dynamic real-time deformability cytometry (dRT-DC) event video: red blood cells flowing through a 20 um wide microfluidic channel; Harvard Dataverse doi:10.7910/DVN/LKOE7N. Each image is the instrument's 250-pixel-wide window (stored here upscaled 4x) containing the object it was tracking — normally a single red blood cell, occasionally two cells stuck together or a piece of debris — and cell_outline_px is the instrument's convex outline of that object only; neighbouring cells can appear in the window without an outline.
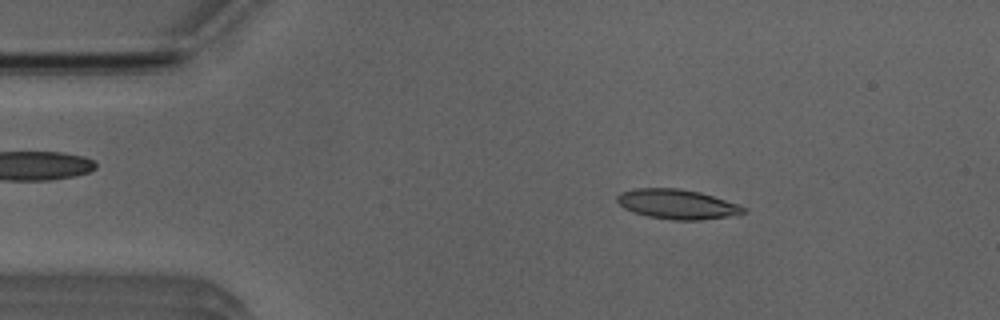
{"species": "Egyptian fruit bat (a non-hibernating species)", "species_latin": "Rousettus aegyptiacus", "temperature_condition": "room temperature", "stored_images_in_passage": 50, "camera_frame_rate_fps": 3000, "um_per_image_px": 0.085, "animal": {"sex": "male"}, "frame": {"image": 1, "passage_image": 7, "time_ms": 2.0, "image_size_px": [1000, 320], "cell_outline_px": [[744, 212], [728, 216], [700, 220], [672, 220], [648, 216], [632, 212], [624, 208], [616, 200], [616, 196], [620, 192], [632, 188], [680, 188], [700, 192], [736, 204], [744, 208]], "centroid_in_image_um": [57.46, 17.34], "position_along_channel_um": 27.5, "area_um2": 21.68}}
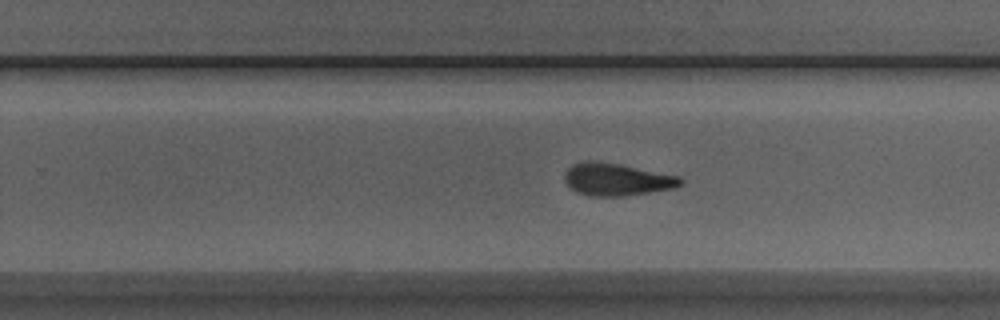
{"frame": {"image": 2, "passage_image": 30, "time_ms": 9.667, "image_size_px": [1000, 320], "cell_outline_px": [[684, 184], [672, 188], [624, 196], [592, 196], [576, 192], [564, 180], [564, 172], [572, 164], [616, 164], [680, 176], [684, 180]], "centroid_in_image_um": [52.47, 15.3], "position_along_channel_um": 277.3, "area_um2": 20.98}}
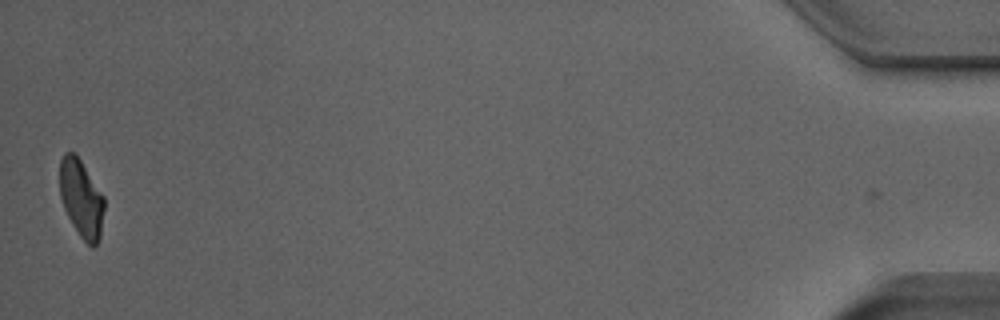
{"frame": {"image": 3, "passage_image": 49, "time_ms": 16.0, "image_size_px": [1000, 320], "cell_outline_px": [[104, 208], [100, 240], [92, 248], [80, 236], [72, 224], [64, 208], [60, 196], [60, 160], [64, 152], [76, 152], [104, 196]], "centroid_in_image_um": [6.92, 16.85], "position_along_channel_um": 428.3, "area_um2": 20.29}, "authors_computed_cell_mechanics": {"area_um2": 21.5594, "velocity_mm_per_s": 3.9753, "shape_relaxation_time_tau1_ms": 6.3745, "shape_relaxation_time_tau2_ms": 3.8804, "deformation_change_tau1": 0.1741, "deformation_change_tau2": 0.1286}}